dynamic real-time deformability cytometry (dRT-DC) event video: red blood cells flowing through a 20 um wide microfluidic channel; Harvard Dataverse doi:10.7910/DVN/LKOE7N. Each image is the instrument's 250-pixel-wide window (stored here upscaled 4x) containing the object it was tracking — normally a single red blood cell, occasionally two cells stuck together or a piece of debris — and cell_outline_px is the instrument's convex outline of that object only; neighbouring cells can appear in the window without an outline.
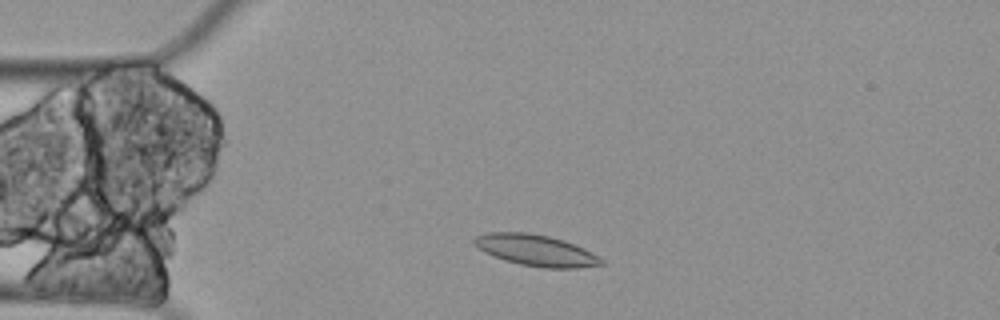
{"species": "Egyptian fruit bat (a non-hibernating species)", "species_latin": "Rousettus aegyptiacus", "temperature_condition": "cold", "stored_images_in_passage": 3, "camera_frame_rate_fps": 3000, "um_per_image_px": 0.085, "animal": {"sex": "female"}, "frame": {"image": 1, "passage_image": 2, "time_ms": 0.333, "image_size_px": [1000, 320], "cell_outline_px": [[604, 264], [576, 268], [544, 268], [520, 264], [504, 260], [484, 252], [472, 240], [476, 236], [488, 232], [528, 232], [548, 236], [564, 240], [584, 248], [604, 260]], "centroid_in_image_um": [45.56, 21.27], "position_along_channel_um": 39.4, "area_um2": 23.0}}